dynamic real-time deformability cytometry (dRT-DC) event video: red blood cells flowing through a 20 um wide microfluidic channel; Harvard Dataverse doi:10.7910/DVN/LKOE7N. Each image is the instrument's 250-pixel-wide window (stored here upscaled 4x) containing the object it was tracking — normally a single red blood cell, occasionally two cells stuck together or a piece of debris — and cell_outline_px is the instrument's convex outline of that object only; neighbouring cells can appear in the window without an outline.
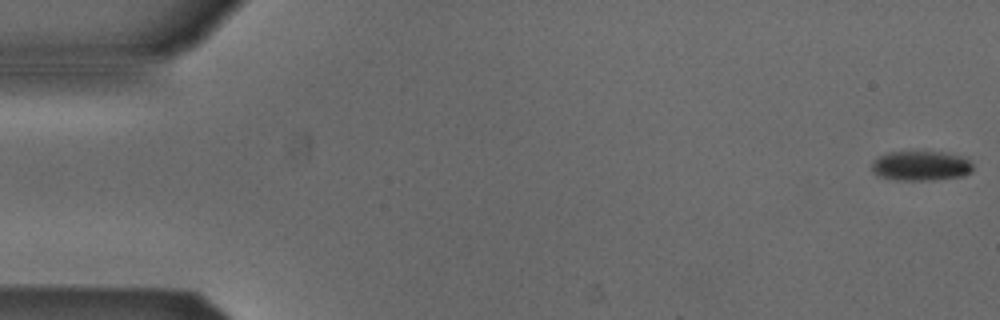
{"species": "Egyptian fruit bat (a non-hibernating species)", "species_latin": "Rousettus aegyptiacus", "temperature_condition": "cold", "stored_images_in_passage": 53, "camera_frame_rate_fps": 3000, "um_per_image_px": 0.085, "animal": {"sex": "male"}, "frame": {"image": 1, "passage_image": 1, "time_ms": 0.0, "image_size_px": [1000, 320], "cell_outline_px": [[972, 172], [964, 176], [936, 180], [896, 180], [876, 176], [872, 172], [872, 160], [888, 152], [948, 152], [968, 156], [972, 164]], "centroid_in_image_um": [78.32, 14.09], "position_along_channel_um": 6.7, "area_um2": 18.03}}
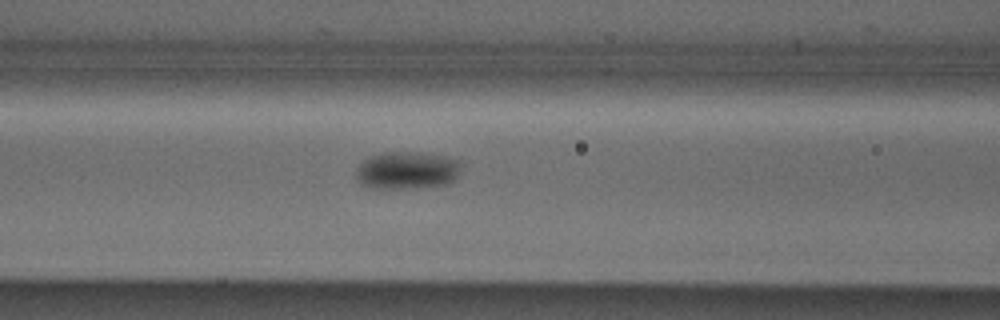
{"frame": {"image": 2, "passage_image": 22, "time_ms": 7.0, "image_size_px": [1000, 320], "cell_outline_px": [[460, 168], [456, 180], [448, 184], [416, 188], [368, 188], [356, 180], [356, 168], [364, 160], [372, 156], [384, 152], [416, 152], [444, 156], [460, 160]], "centroid_in_image_um": [34.6, 14.49], "position_along_channel_um": 132.0, "area_um2": 23.18}}
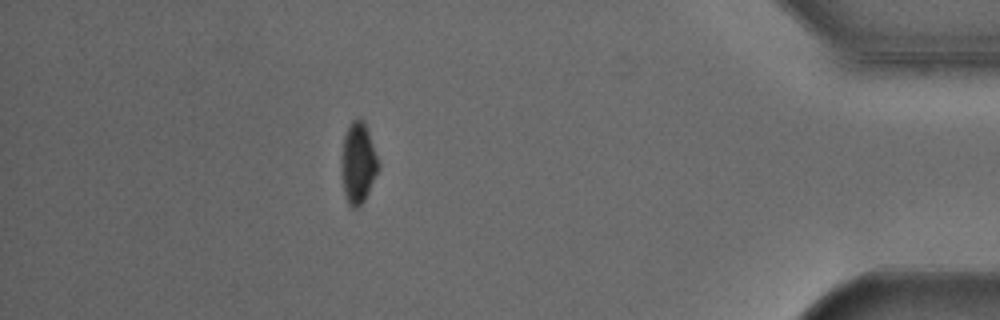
{"frame": {"image": 3, "passage_image": 47, "time_ms": 15.333, "image_size_px": [1000, 320], "cell_outline_px": [[380, 164], [368, 192], [360, 208], [352, 208], [348, 204], [344, 192], [340, 172], [340, 156], [344, 136], [352, 120], [360, 116], [364, 120]], "centroid_in_image_um": [30.41, 13.85], "position_along_channel_um": 404.8, "area_um2": 17.69}}